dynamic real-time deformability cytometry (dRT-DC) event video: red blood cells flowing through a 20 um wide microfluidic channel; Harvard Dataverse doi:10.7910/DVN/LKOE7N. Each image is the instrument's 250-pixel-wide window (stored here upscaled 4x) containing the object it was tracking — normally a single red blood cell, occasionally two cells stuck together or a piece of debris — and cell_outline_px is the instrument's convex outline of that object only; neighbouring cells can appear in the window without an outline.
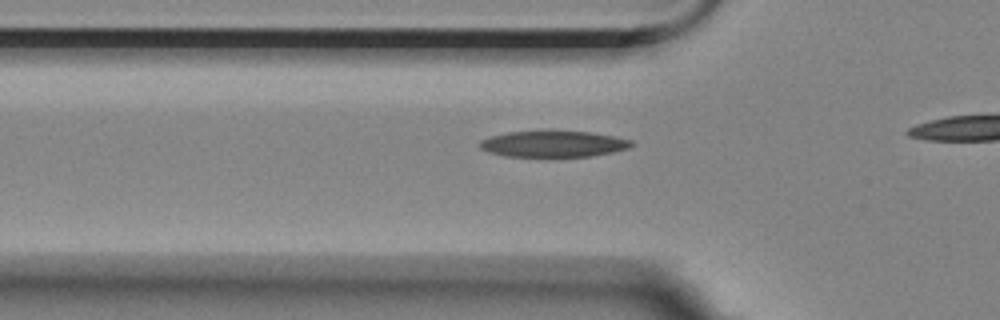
{"species": "Egyptian fruit bat (a non-hibernating species)", "species_latin": "Rousettus aegyptiacus", "temperature_condition": "room temperature", "stored_images_in_passage": 16, "camera_frame_rate_fps": 3000, "um_per_image_px": 0.085, "animal": {"sex": "female"}, "frame": {"image": 1, "passage_image": 10, "time_ms": 3.0, "image_size_px": [1000, 320], "cell_outline_px": [[636, 144], [628, 148], [612, 152], [592, 156], [504, 156], [488, 152], [480, 148], [480, 140], [492, 136], [508, 132], [548, 128], [552, 128], [592, 132], [632, 140]], "centroid_in_image_um": [47.04, 12.18], "position_along_channel_um": 78.8, "area_um2": 23.99}}
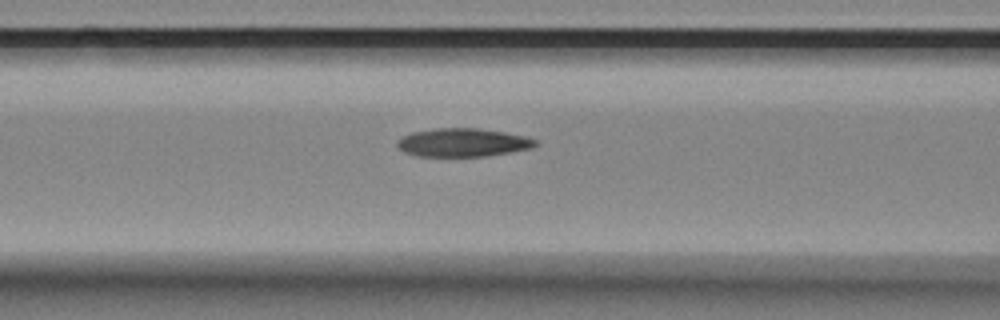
{"frame": {"image": 2, "passage_image": 14, "time_ms": 4.333, "image_size_px": [1000, 320], "cell_outline_px": [[540, 144], [532, 148], [512, 152], [488, 156], [416, 156], [404, 152], [396, 144], [396, 140], [412, 132], [436, 128], [476, 128], [504, 132], [528, 136], [540, 140]], "centroid_in_image_um": [39.41, 12.11], "position_along_channel_um": 127.2, "area_um2": 23.12}}